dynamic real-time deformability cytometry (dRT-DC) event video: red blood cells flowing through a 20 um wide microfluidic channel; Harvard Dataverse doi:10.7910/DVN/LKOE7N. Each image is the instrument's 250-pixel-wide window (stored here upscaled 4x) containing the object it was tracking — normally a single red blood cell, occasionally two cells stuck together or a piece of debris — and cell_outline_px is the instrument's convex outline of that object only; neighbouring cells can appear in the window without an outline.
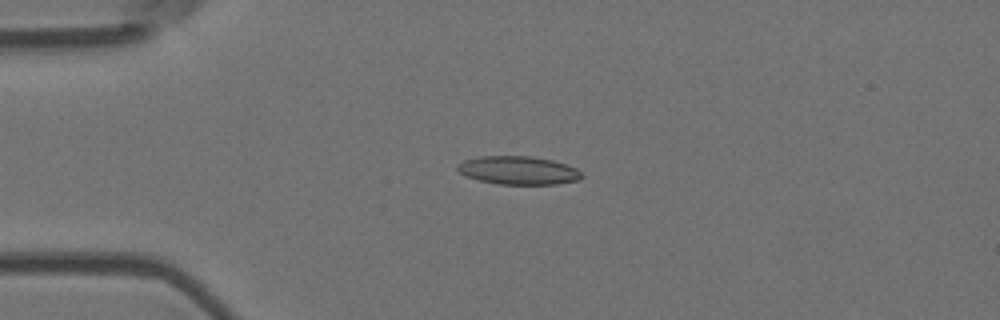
{"species": "Egyptian fruit bat (a non-hibernating species)", "species_latin": "Rousettus aegyptiacus", "temperature_condition": "room temperature", "stored_images_in_passage": 56, "camera_frame_rate_fps": 3000, "um_per_image_px": 0.085, "animal": {"sex": "female"}, "frame": {"image": 1, "passage_image": 14, "time_ms": 4.333, "image_size_px": [1000, 320], "cell_outline_px": [[584, 176], [576, 180], [556, 184], [500, 184], [480, 180], [464, 176], [456, 168], [456, 164], [464, 160], [480, 156], [532, 156], [552, 160], [576, 168]], "centroid_in_image_um": [44.02, 14.47], "position_along_channel_um": 41.0, "area_um2": 20.4}}
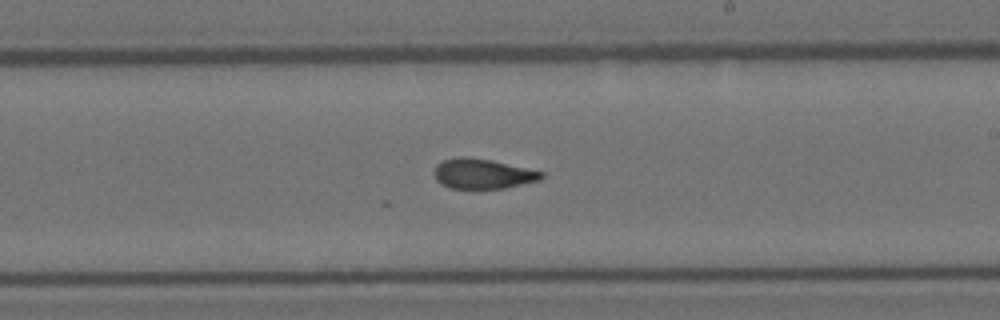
{"frame": {"image": 2, "passage_image": 33, "time_ms": 10.667, "image_size_px": [1000, 320], "cell_outline_px": [[544, 176], [540, 180], [504, 188], [448, 188], [440, 184], [436, 180], [432, 172], [436, 164], [444, 160], [460, 156], [464, 156], [492, 160], [544, 172]], "centroid_in_image_um": [40.98, 14.76], "position_along_channel_um": 248.0, "area_um2": 18.84}}
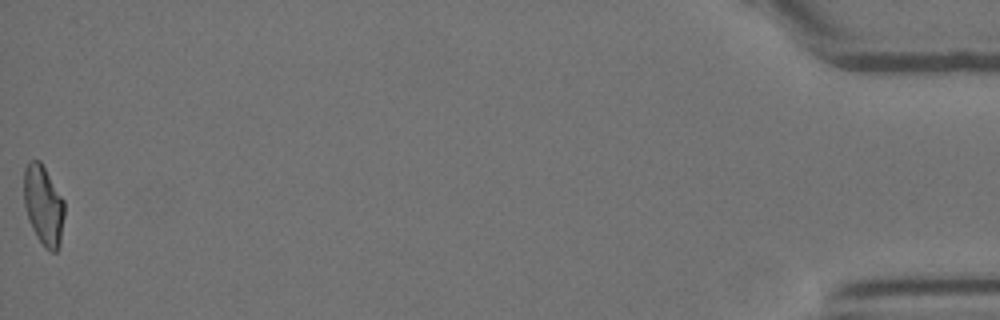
{"frame": {"image": 3, "passage_image": 56, "time_ms": 18.333, "image_size_px": [1000, 320], "cell_outline_px": [[64, 216], [60, 244], [56, 252], [52, 252], [44, 248], [36, 236], [28, 220], [24, 204], [24, 168], [32, 160], [40, 160], [64, 200]], "centroid_in_image_um": [3.69, 17.47], "position_along_channel_um": 431.5, "area_um2": 18.9}, "authors_computed_cell_mechanics": {"area_um2": 19.4208, "velocity_mm_per_s": 3.6882, "shape_relaxation_time_tau1_ms": null, "shape_relaxation_time_tau2_ms": 2.8366, "deformation_change_tau1": null, "deformation_change_tau2": 0.1052}}